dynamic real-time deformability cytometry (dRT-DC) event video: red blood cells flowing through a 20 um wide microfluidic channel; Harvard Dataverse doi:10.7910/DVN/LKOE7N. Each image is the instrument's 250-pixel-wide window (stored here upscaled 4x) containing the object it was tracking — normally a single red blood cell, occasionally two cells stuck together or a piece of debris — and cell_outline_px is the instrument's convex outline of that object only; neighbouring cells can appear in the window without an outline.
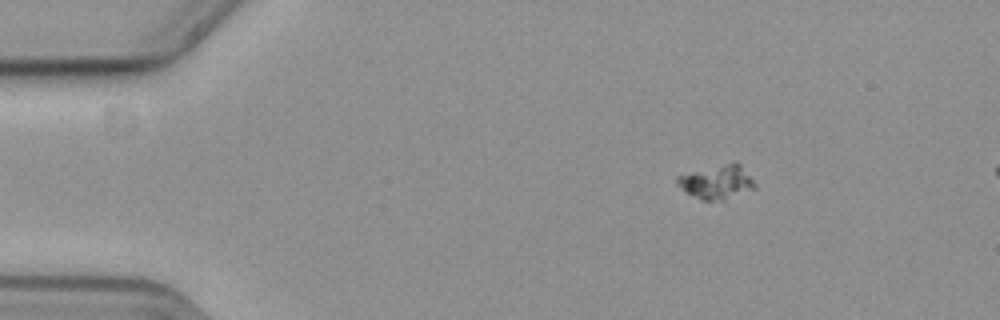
{"species": "common noctule bat (a hibernating species)", "species_latin": "Nyctalus noctula", "temperature_condition": "cold", "stored_images_in_passage": 59, "camera_frame_rate_fps": 3000, "um_per_image_px": 0.085, "animal": {"sex": "female", "body_mass_g": 19.3, "forearm_length_mm": 54.1}, "frame": {"image": 1, "passage_image": 10, "time_ms": 3.0, "image_size_px": [1000, 320], "cell_outline_px": [[756, 188], [724, 200], [704, 200], [688, 192], [676, 184], [676, 176], [732, 160], [736, 160], [740, 164], [756, 184]], "centroid_in_image_um": [60.96, 15.43], "position_along_channel_um": 24.0, "area_um2": 15.32}}
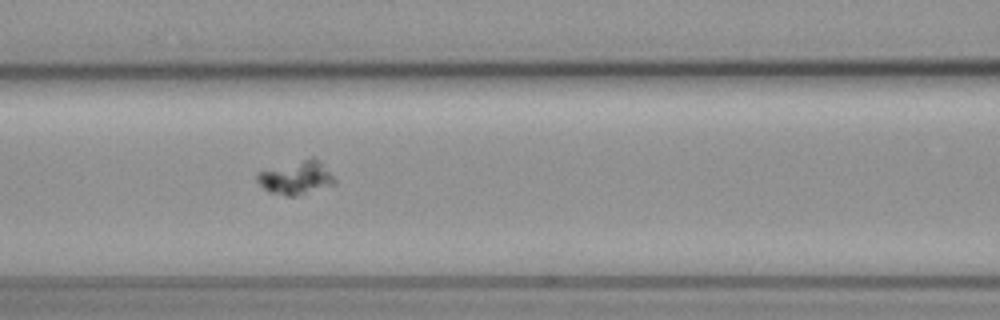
{"frame": {"image": 2, "passage_image": 26, "time_ms": 8.333, "image_size_px": [1000, 320], "cell_outline_px": [[336, 184], [296, 196], [288, 196], [268, 192], [256, 180], [256, 172], [312, 156], [320, 160], [336, 180]], "centroid_in_image_um": [25.17, 15.09], "position_along_channel_um": 141.4, "area_um2": 15.26}}
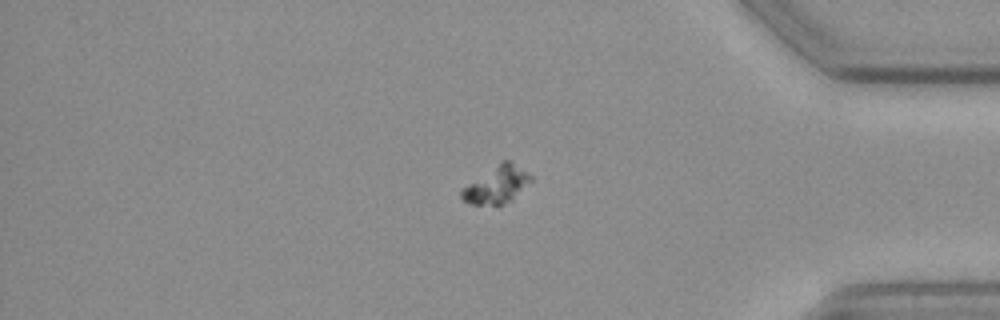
{"frame": {"image": 3, "passage_image": 49, "time_ms": 16.0, "image_size_px": [1000, 320], "cell_outline_px": [[532, 180], [504, 204], [472, 204], [464, 200], [460, 196], [460, 188], [504, 160], [512, 160], [528, 172], [532, 176]], "centroid_in_image_um": [42.2, 15.67], "position_along_channel_um": 393.0, "area_um2": 14.62}}